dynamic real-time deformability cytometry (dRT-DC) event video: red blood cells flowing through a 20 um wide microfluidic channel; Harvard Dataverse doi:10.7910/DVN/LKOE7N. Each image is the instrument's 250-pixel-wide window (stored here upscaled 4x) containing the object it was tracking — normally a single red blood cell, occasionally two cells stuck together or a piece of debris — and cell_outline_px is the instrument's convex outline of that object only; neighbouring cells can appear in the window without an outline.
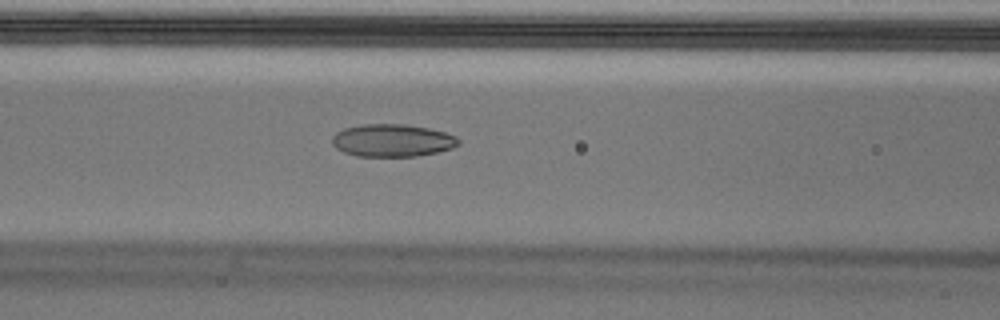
{"species": "Egyptian fruit bat (a non-hibernating species)", "species_latin": "Rousettus aegyptiacus", "temperature_condition": "cold", "stored_images_in_passage": 30, "camera_frame_rate_fps": 3000, "um_per_image_px": 0.085, "animal": {"sex": "male"}, "frame": {"image": 1, "passage_image": 22, "time_ms": 7.0, "image_size_px": [1000, 320], "cell_outline_px": [[460, 144], [452, 148], [436, 152], [416, 156], [356, 156], [344, 152], [336, 148], [332, 144], [332, 136], [336, 132], [344, 128], [364, 124], [404, 124], [428, 128], [444, 132], [456, 136], [460, 140]], "centroid_in_image_um": [33.34, 11.93], "position_along_channel_um": 133.3, "area_um2": 23.99}}